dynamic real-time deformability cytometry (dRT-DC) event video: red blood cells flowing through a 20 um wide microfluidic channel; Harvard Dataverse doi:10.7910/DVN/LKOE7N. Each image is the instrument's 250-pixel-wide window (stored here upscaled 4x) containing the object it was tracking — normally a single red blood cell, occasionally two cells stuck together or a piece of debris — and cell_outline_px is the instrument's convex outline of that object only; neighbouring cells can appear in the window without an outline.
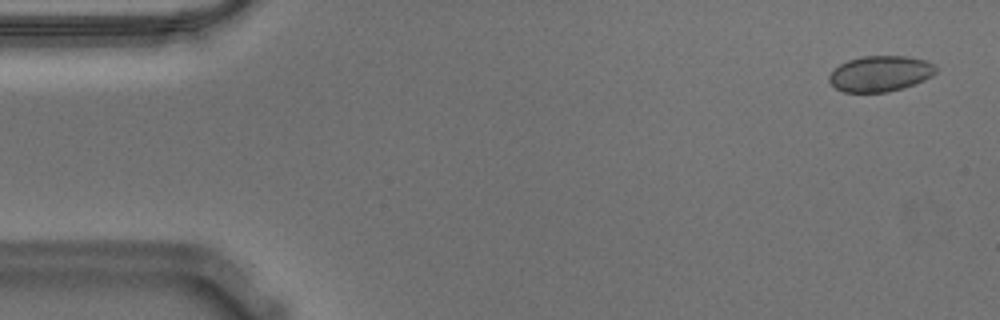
{"species": "Egyptian fruit bat (a non-hibernating species)", "species_latin": "Rousettus aegyptiacus", "temperature_condition": "warm", "stored_images_in_passage": 55, "camera_frame_rate_fps": 3000, "um_per_image_px": 0.085, "animal": {"sex": "male"}, "frame": {"image": 1, "passage_image": 2, "time_ms": 0.333, "image_size_px": [1000, 320], "cell_outline_px": [[936, 72], [932, 76], [924, 80], [904, 88], [888, 92], [844, 92], [836, 88], [828, 80], [828, 76], [840, 64], [848, 60], [860, 56], [904, 56], [928, 60], [936, 64]], "centroid_in_image_um": [74.85, 6.25], "position_along_channel_um": 10.2, "area_um2": 22.37}}
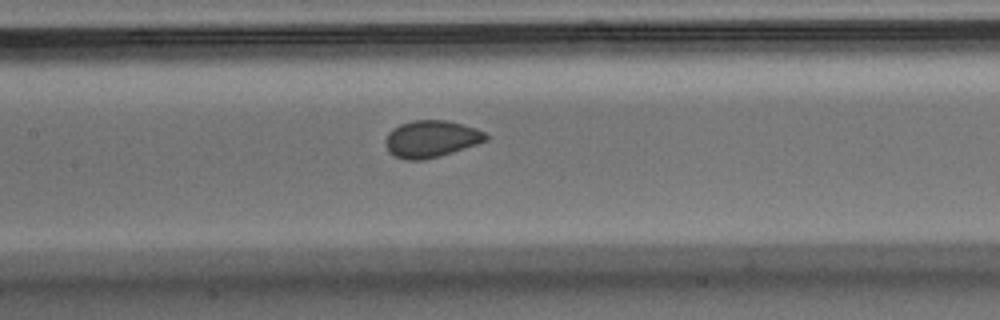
{"frame": {"image": 2, "passage_image": 25, "time_ms": 8.0, "image_size_px": [1000, 320], "cell_outline_px": [[488, 140], [440, 156], [424, 160], [404, 160], [388, 152], [384, 144], [384, 140], [388, 132], [392, 128], [400, 124], [412, 120], [444, 120], [464, 124], [484, 132], [488, 136]], "centroid_in_image_um": [36.6, 11.81], "position_along_channel_um": 170.8, "area_um2": 21.73}}
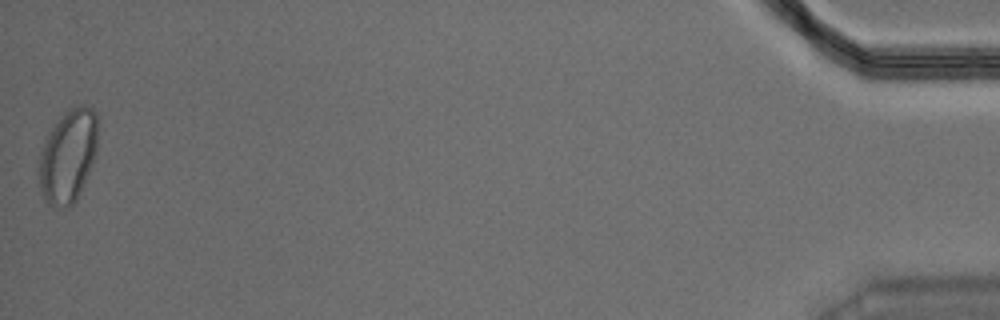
{"frame": {"image": 3, "passage_image": 55, "time_ms": 18.0, "image_size_px": [1000, 320], "cell_outline_px": [[96, 156], [84, 184], [76, 200], [68, 208], [52, 208], [44, 200], [40, 188], [36, 172], [40, 152], [44, 140], [48, 132], [64, 112], [68, 108], [80, 104], [84, 104], [92, 108], [96, 112]], "centroid_in_image_um": [5.74, 13.29], "position_along_channel_um": 429.5, "area_um2": 32.66}}